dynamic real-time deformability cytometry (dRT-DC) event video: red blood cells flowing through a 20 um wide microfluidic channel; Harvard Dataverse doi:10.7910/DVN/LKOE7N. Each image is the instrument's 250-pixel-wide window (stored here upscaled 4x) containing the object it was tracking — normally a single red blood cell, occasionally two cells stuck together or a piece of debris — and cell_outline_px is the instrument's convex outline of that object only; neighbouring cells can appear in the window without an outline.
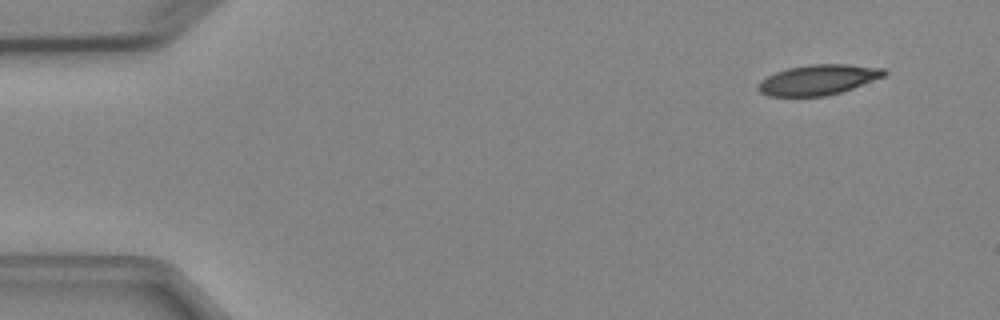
{"species": "Egyptian fruit bat (a non-hibernating species)", "species_latin": "Rousettus aegyptiacus", "temperature_condition": "cold", "stored_images_in_passage": 4, "camera_frame_rate_fps": 3000, "um_per_image_px": 0.085, "animal": {"sex": "female"}, "frame": {"image": 1, "passage_image": 1, "time_ms": 0.0, "image_size_px": [1000, 320], "cell_outline_px": [[888, 72], [884, 76], [852, 88], [840, 92], [824, 96], [768, 96], [760, 92], [756, 88], [756, 84], [760, 80], [776, 72], [788, 68], [808, 64], [848, 64], [884, 68]], "centroid_in_image_um": [69.51, 6.77], "position_along_channel_um": 15.5, "area_um2": 22.2}}
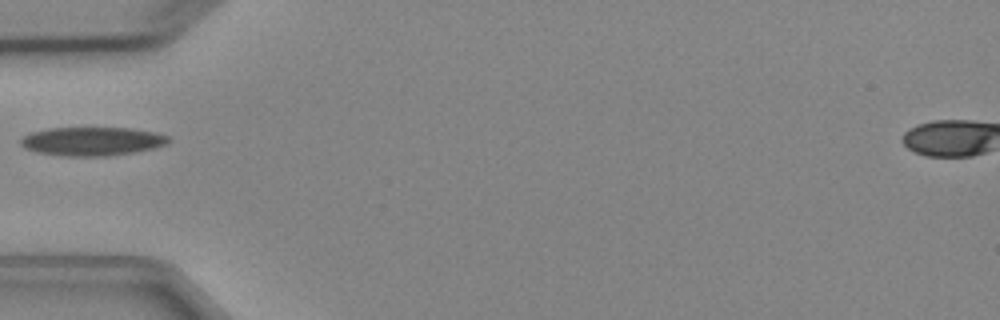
{"frame": {"image": 2, "passage_image": 4, "time_ms": 4.333, "image_size_px": [1000, 320], "cell_outline_px": [[168, 140], [164, 144], [152, 148], [132, 152], [108, 156], [64, 156], [36, 152], [24, 148], [20, 144], [20, 140], [24, 136], [32, 132], [48, 128], [132, 128], [156, 132], [168, 136]], "centroid_in_image_um": [7.78, 12.01], "position_along_channel_um": 77.2, "area_um2": 24.51}}